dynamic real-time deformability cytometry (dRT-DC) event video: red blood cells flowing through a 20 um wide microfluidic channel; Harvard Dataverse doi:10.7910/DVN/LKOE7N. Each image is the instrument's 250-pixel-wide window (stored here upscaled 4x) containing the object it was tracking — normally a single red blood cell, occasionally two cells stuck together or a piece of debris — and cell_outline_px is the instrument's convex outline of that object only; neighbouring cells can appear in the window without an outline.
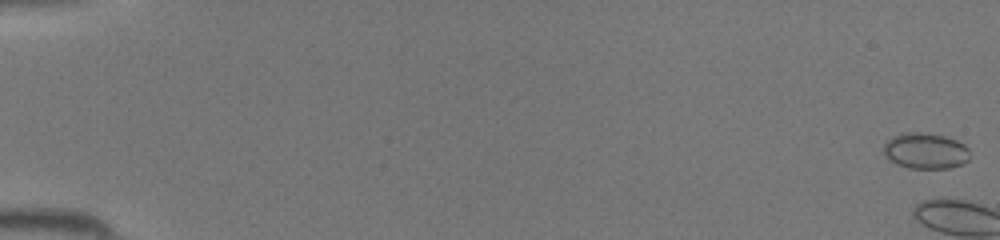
{"species": "common noctule bat (a hibernating species)", "species_latin": "Nyctalus noctula", "temperature_condition": "room temperature", "stored_images_in_passage": 4, "camera_frame_rate_fps": 3000, "um_per_image_px": 0.085, "animal": {"sex": "female", "body_mass_g": 19.5, "forearm_length_mm": 54.1}, "frame": {"image": 1, "passage_image": 1, "time_ms": 0.0, "image_size_px": [1000, 240], "cell_outline_px": [[968, 160], [960, 164], [944, 168], [912, 168], [900, 164], [892, 160], [884, 152], [884, 148], [892, 140], [900, 136], [940, 136], [952, 140], [968, 148]], "centroid_in_image_um": [78.74, 12.91], "position_along_channel_um": 6.3, "area_um2": 15.95}}